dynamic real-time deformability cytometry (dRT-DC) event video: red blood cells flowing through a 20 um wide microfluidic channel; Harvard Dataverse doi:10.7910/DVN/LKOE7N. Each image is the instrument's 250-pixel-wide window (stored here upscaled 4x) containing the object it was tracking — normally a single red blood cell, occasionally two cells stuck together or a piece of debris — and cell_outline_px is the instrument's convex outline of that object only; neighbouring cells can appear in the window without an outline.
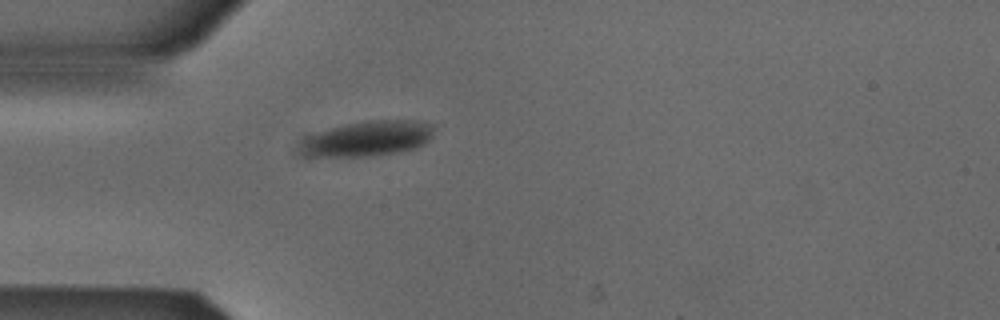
{"species": "Egyptian fruit bat (a non-hibernating species)", "species_latin": "Rousettus aegyptiacus", "temperature_condition": "cold", "stored_images_in_passage": 4, "camera_frame_rate_fps": 3000, "um_per_image_px": 0.085, "animal": {"sex": "male"}, "frame": {"image": 1, "passage_image": 4, "time_ms": 1.0, "image_size_px": [1000, 320], "cell_outline_px": [[432, 136], [424, 144], [416, 148], [396, 152], [368, 156], [304, 156], [300, 144], [308, 136], [332, 128], [364, 120], [416, 120], [432, 124]], "centroid_in_image_um": [31.29, 11.77], "position_along_channel_um": 53.7, "area_um2": 26.99}}